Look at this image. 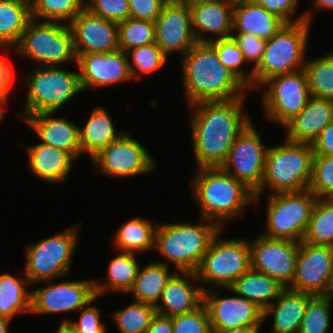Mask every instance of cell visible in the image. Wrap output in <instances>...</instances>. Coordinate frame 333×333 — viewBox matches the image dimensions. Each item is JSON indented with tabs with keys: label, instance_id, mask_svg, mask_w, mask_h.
Returning <instances> with one entry per match:
<instances>
[{
	"label": "cell",
	"instance_id": "cell-61",
	"mask_svg": "<svg viewBox=\"0 0 333 333\" xmlns=\"http://www.w3.org/2000/svg\"><path fill=\"white\" fill-rule=\"evenodd\" d=\"M330 296L333 298V284H332V288H331V291H330Z\"/></svg>",
	"mask_w": 333,
	"mask_h": 333
},
{
	"label": "cell",
	"instance_id": "cell-42",
	"mask_svg": "<svg viewBox=\"0 0 333 333\" xmlns=\"http://www.w3.org/2000/svg\"><path fill=\"white\" fill-rule=\"evenodd\" d=\"M218 55L222 64L233 72L252 91L253 69L247 71L242 67L245 64L243 53L232 37L214 40L209 43Z\"/></svg>",
	"mask_w": 333,
	"mask_h": 333
},
{
	"label": "cell",
	"instance_id": "cell-21",
	"mask_svg": "<svg viewBox=\"0 0 333 333\" xmlns=\"http://www.w3.org/2000/svg\"><path fill=\"white\" fill-rule=\"evenodd\" d=\"M155 22V43L168 58L172 52L183 57L196 43L188 6L166 3Z\"/></svg>",
	"mask_w": 333,
	"mask_h": 333
},
{
	"label": "cell",
	"instance_id": "cell-17",
	"mask_svg": "<svg viewBox=\"0 0 333 333\" xmlns=\"http://www.w3.org/2000/svg\"><path fill=\"white\" fill-rule=\"evenodd\" d=\"M35 289L31 296L32 314H60L85 307L95 297V280H61Z\"/></svg>",
	"mask_w": 333,
	"mask_h": 333
},
{
	"label": "cell",
	"instance_id": "cell-37",
	"mask_svg": "<svg viewBox=\"0 0 333 333\" xmlns=\"http://www.w3.org/2000/svg\"><path fill=\"white\" fill-rule=\"evenodd\" d=\"M304 70L311 96L333 101V52L307 59Z\"/></svg>",
	"mask_w": 333,
	"mask_h": 333
},
{
	"label": "cell",
	"instance_id": "cell-60",
	"mask_svg": "<svg viewBox=\"0 0 333 333\" xmlns=\"http://www.w3.org/2000/svg\"><path fill=\"white\" fill-rule=\"evenodd\" d=\"M231 1H233L234 3H236V2H239V1H251V0H231Z\"/></svg>",
	"mask_w": 333,
	"mask_h": 333
},
{
	"label": "cell",
	"instance_id": "cell-26",
	"mask_svg": "<svg viewBox=\"0 0 333 333\" xmlns=\"http://www.w3.org/2000/svg\"><path fill=\"white\" fill-rule=\"evenodd\" d=\"M25 150L29 171L51 185L65 181L76 161L69 152L43 143L27 146Z\"/></svg>",
	"mask_w": 333,
	"mask_h": 333
},
{
	"label": "cell",
	"instance_id": "cell-45",
	"mask_svg": "<svg viewBox=\"0 0 333 333\" xmlns=\"http://www.w3.org/2000/svg\"><path fill=\"white\" fill-rule=\"evenodd\" d=\"M173 333H211L207 308L202 304L195 311L172 317Z\"/></svg>",
	"mask_w": 333,
	"mask_h": 333
},
{
	"label": "cell",
	"instance_id": "cell-27",
	"mask_svg": "<svg viewBox=\"0 0 333 333\" xmlns=\"http://www.w3.org/2000/svg\"><path fill=\"white\" fill-rule=\"evenodd\" d=\"M313 295L285 288L263 311V321L273 317L272 333H299L308 301Z\"/></svg>",
	"mask_w": 333,
	"mask_h": 333
},
{
	"label": "cell",
	"instance_id": "cell-58",
	"mask_svg": "<svg viewBox=\"0 0 333 333\" xmlns=\"http://www.w3.org/2000/svg\"><path fill=\"white\" fill-rule=\"evenodd\" d=\"M57 331V332H56ZM55 332H50V333H76L74 330H72L67 324L65 325H60L58 327V330Z\"/></svg>",
	"mask_w": 333,
	"mask_h": 333
},
{
	"label": "cell",
	"instance_id": "cell-8",
	"mask_svg": "<svg viewBox=\"0 0 333 333\" xmlns=\"http://www.w3.org/2000/svg\"><path fill=\"white\" fill-rule=\"evenodd\" d=\"M38 66L77 63L73 33L69 24L31 20L12 49Z\"/></svg>",
	"mask_w": 333,
	"mask_h": 333
},
{
	"label": "cell",
	"instance_id": "cell-39",
	"mask_svg": "<svg viewBox=\"0 0 333 333\" xmlns=\"http://www.w3.org/2000/svg\"><path fill=\"white\" fill-rule=\"evenodd\" d=\"M155 314V306L133 300V303L110 316L120 333H146Z\"/></svg>",
	"mask_w": 333,
	"mask_h": 333
},
{
	"label": "cell",
	"instance_id": "cell-36",
	"mask_svg": "<svg viewBox=\"0 0 333 333\" xmlns=\"http://www.w3.org/2000/svg\"><path fill=\"white\" fill-rule=\"evenodd\" d=\"M304 242L333 247V200L317 198L311 213Z\"/></svg>",
	"mask_w": 333,
	"mask_h": 333
},
{
	"label": "cell",
	"instance_id": "cell-31",
	"mask_svg": "<svg viewBox=\"0 0 333 333\" xmlns=\"http://www.w3.org/2000/svg\"><path fill=\"white\" fill-rule=\"evenodd\" d=\"M32 20L31 3L25 0H0V48L12 50Z\"/></svg>",
	"mask_w": 333,
	"mask_h": 333
},
{
	"label": "cell",
	"instance_id": "cell-29",
	"mask_svg": "<svg viewBox=\"0 0 333 333\" xmlns=\"http://www.w3.org/2000/svg\"><path fill=\"white\" fill-rule=\"evenodd\" d=\"M107 112L104 106H95L83 126L79 127L82 154L88 153L90 159L124 132L116 131L115 123Z\"/></svg>",
	"mask_w": 333,
	"mask_h": 333
},
{
	"label": "cell",
	"instance_id": "cell-14",
	"mask_svg": "<svg viewBox=\"0 0 333 333\" xmlns=\"http://www.w3.org/2000/svg\"><path fill=\"white\" fill-rule=\"evenodd\" d=\"M268 148L250 122L236 138L225 163L221 166L255 192L262 183Z\"/></svg>",
	"mask_w": 333,
	"mask_h": 333
},
{
	"label": "cell",
	"instance_id": "cell-18",
	"mask_svg": "<svg viewBox=\"0 0 333 333\" xmlns=\"http://www.w3.org/2000/svg\"><path fill=\"white\" fill-rule=\"evenodd\" d=\"M218 291L203 292L212 329L262 328L263 310L248 299L238 296L221 298Z\"/></svg>",
	"mask_w": 333,
	"mask_h": 333
},
{
	"label": "cell",
	"instance_id": "cell-49",
	"mask_svg": "<svg viewBox=\"0 0 333 333\" xmlns=\"http://www.w3.org/2000/svg\"><path fill=\"white\" fill-rule=\"evenodd\" d=\"M231 37L237 43L247 63H254V69L261 61L265 50L266 40L258 38L253 34L232 33Z\"/></svg>",
	"mask_w": 333,
	"mask_h": 333
},
{
	"label": "cell",
	"instance_id": "cell-55",
	"mask_svg": "<svg viewBox=\"0 0 333 333\" xmlns=\"http://www.w3.org/2000/svg\"><path fill=\"white\" fill-rule=\"evenodd\" d=\"M313 3V8L318 10H333V0H309Z\"/></svg>",
	"mask_w": 333,
	"mask_h": 333
},
{
	"label": "cell",
	"instance_id": "cell-25",
	"mask_svg": "<svg viewBox=\"0 0 333 333\" xmlns=\"http://www.w3.org/2000/svg\"><path fill=\"white\" fill-rule=\"evenodd\" d=\"M55 112H42L28 116L24 121L36 132L41 143L69 152L75 159L81 154L79 126Z\"/></svg>",
	"mask_w": 333,
	"mask_h": 333
},
{
	"label": "cell",
	"instance_id": "cell-35",
	"mask_svg": "<svg viewBox=\"0 0 333 333\" xmlns=\"http://www.w3.org/2000/svg\"><path fill=\"white\" fill-rule=\"evenodd\" d=\"M32 286L23 273L22 278L9 273L0 274V316L8 319L16 314L31 313L32 292L27 287Z\"/></svg>",
	"mask_w": 333,
	"mask_h": 333
},
{
	"label": "cell",
	"instance_id": "cell-19",
	"mask_svg": "<svg viewBox=\"0 0 333 333\" xmlns=\"http://www.w3.org/2000/svg\"><path fill=\"white\" fill-rule=\"evenodd\" d=\"M82 91L133 80L126 52L76 54Z\"/></svg>",
	"mask_w": 333,
	"mask_h": 333
},
{
	"label": "cell",
	"instance_id": "cell-1",
	"mask_svg": "<svg viewBox=\"0 0 333 333\" xmlns=\"http://www.w3.org/2000/svg\"><path fill=\"white\" fill-rule=\"evenodd\" d=\"M246 96L227 101H203L190 105L192 145L198 168L221 167L236 138L251 122Z\"/></svg>",
	"mask_w": 333,
	"mask_h": 333
},
{
	"label": "cell",
	"instance_id": "cell-7",
	"mask_svg": "<svg viewBox=\"0 0 333 333\" xmlns=\"http://www.w3.org/2000/svg\"><path fill=\"white\" fill-rule=\"evenodd\" d=\"M27 95L24 109L17 113L25 120L42 112H55L78 93L82 92L79 71H69L61 66H37L25 77Z\"/></svg>",
	"mask_w": 333,
	"mask_h": 333
},
{
	"label": "cell",
	"instance_id": "cell-20",
	"mask_svg": "<svg viewBox=\"0 0 333 333\" xmlns=\"http://www.w3.org/2000/svg\"><path fill=\"white\" fill-rule=\"evenodd\" d=\"M75 54L107 53L119 49V26L84 8L69 24Z\"/></svg>",
	"mask_w": 333,
	"mask_h": 333
},
{
	"label": "cell",
	"instance_id": "cell-4",
	"mask_svg": "<svg viewBox=\"0 0 333 333\" xmlns=\"http://www.w3.org/2000/svg\"><path fill=\"white\" fill-rule=\"evenodd\" d=\"M200 224L157 223L154 250L163 258L167 266H175L177 272H196L203 255L213 238L221 229L216 223L199 217Z\"/></svg>",
	"mask_w": 333,
	"mask_h": 333
},
{
	"label": "cell",
	"instance_id": "cell-52",
	"mask_svg": "<svg viewBox=\"0 0 333 333\" xmlns=\"http://www.w3.org/2000/svg\"><path fill=\"white\" fill-rule=\"evenodd\" d=\"M14 70L11 69L6 55H0V98L7 104L8 94L15 80Z\"/></svg>",
	"mask_w": 333,
	"mask_h": 333
},
{
	"label": "cell",
	"instance_id": "cell-47",
	"mask_svg": "<svg viewBox=\"0 0 333 333\" xmlns=\"http://www.w3.org/2000/svg\"><path fill=\"white\" fill-rule=\"evenodd\" d=\"M85 8L95 15L116 23L130 17L129 0H88Z\"/></svg>",
	"mask_w": 333,
	"mask_h": 333
},
{
	"label": "cell",
	"instance_id": "cell-40",
	"mask_svg": "<svg viewBox=\"0 0 333 333\" xmlns=\"http://www.w3.org/2000/svg\"><path fill=\"white\" fill-rule=\"evenodd\" d=\"M119 49H131L155 43V22L129 17L118 23Z\"/></svg>",
	"mask_w": 333,
	"mask_h": 333
},
{
	"label": "cell",
	"instance_id": "cell-38",
	"mask_svg": "<svg viewBox=\"0 0 333 333\" xmlns=\"http://www.w3.org/2000/svg\"><path fill=\"white\" fill-rule=\"evenodd\" d=\"M84 8V0H33L31 16L36 21L70 24Z\"/></svg>",
	"mask_w": 333,
	"mask_h": 333
},
{
	"label": "cell",
	"instance_id": "cell-3",
	"mask_svg": "<svg viewBox=\"0 0 333 333\" xmlns=\"http://www.w3.org/2000/svg\"><path fill=\"white\" fill-rule=\"evenodd\" d=\"M191 180L199 217L216 223L221 229L236 219L249 205H254V192L222 167L197 168ZM240 214V215H239Z\"/></svg>",
	"mask_w": 333,
	"mask_h": 333
},
{
	"label": "cell",
	"instance_id": "cell-44",
	"mask_svg": "<svg viewBox=\"0 0 333 333\" xmlns=\"http://www.w3.org/2000/svg\"><path fill=\"white\" fill-rule=\"evenodd\" d=\"M317 198L333 196V156H314L309 188Z\"/></svg>",
	"mask_w": 333,
	"mask_h": 333
},
{
	"label": "cell",
	"instance_id": "cell-56",
	"mask_svg": "<svg viewBox=\"0 0 333 333\" xmlns=\"http://www.w3.org/2000/svg\"><path fill=\"white\" fill-rule=\"evenodd\" d=\"M168 3H172L175 5H182V6H192L194 4L203 2L204 0H166Z\"/></svg>",
	"mask_w": 333,
	"mask_h": 333
},
{
	"label": "cell",
	"instance_id": "cell-54",
	"mask_svg": "<svg viewBox=\"0 0 333 333\" xmlns=\"http://www.w3.org/2000/svg\"><path fill=\"white\" fill-rule=\"evenodd\" d=\"M261 328L212 329L211 333H260Z\"/></svg>",
	"mask_w": 333,
	"mask_h": 333
},
{
	"label": "cell",
	"instance_id": "cell-2",
	"mask_svg": "<svg viewBox=\"0 0 333 333\" xmlns=\"http://www.w3.org/2000/svg\"><path fill=\"white\" fill-rule=\"evenodd\" d=\"M187 105L247 96L248 87L219 60L209 43L197 42L181 60ZM248 90V91H247Z\"/></svg>",
	"mask_w": 333,
	"mask_h": 333
},
{
	"label": "cell",
	"instance_id": "cell-5",
	"mask_svg": "<svg viewBox=\"0 0 333 333\" xmlns=\"http://www.w3.org/2000/svg\"><path fill=\"white\" fill-rule=\"evenodd\" d=\"M314 151L312 144L291 142L268 148L264 177L261 186L254 192L257 204L266 187L269 194L300 192L309 188L312 178Z\"/></svg>",
	"mask_w": 333,
	"mask_h": 333
},
{
	"label": "cell",
	"instance_id": "cell-13",
	"mask_svg": "<svg viewBox=\"0 0 333 333\" xmlns=\"http://www.w3.org/2000/svg\"><path fill=\"white\" fill-rule=\"evenodd\" d=\"M96 172L115 178L151 173L155 161L143 144L124 131L90 160Z\"/></svg>",
	"mask_w": 333,
	"mask_h": 333
},
{
	"label": "cell",
	"instance_id": "cell-33",
	"mask_svg": "<svg viewBox=\"0 0 333 333\" xmlns=\"http://www.w3.org/2000/svg\"><path fill=\"white\" fill-rule=\"evenodd\" d=\"M140 266L136 254L119 251L118 255L109 261L106 283L102 284L95 280L96 296L99 297L107 290L128 293L134 284Z\"/></svg>",
	"mask_w": 333,
	"mask_h": 333
},
{
	"label": "cell",
	"instance_id": "cell-57",
	"mask_svg": "<svg viewBox=\"0 0 333 333\" xmlns=\"http://www.w3.org/2000/svg\"><path fill=\"white\" fill-rule=\"evenodd\" d=\"M11 322V319H8L6 317L0 316V333H9V324Z\"/></svg>",
	"mask_w": 333,
	"mask_h": 333
},
{
	"label": "cell",
	"instance_id": "cell-12",
	"mask_svg": "<svg viewBox=\"0 0 333 333\" xmlns=\"http://www.w3.org/2000/svg\"><path fill=\"white\" fill-rule=\"evenodd\" d=\"M264 116L282 127L298 115L311 97L304 69L277 75L266 80L261 87Z\"/></svg>",
	"mask_w": 333,
	"mask_h": 333
},
{
	"label": "cell",
	"instance_id": "cell-24",
	"mask_svg": "<svg viewBox=\"0 0 333 333\" xmlns=\"http://www.w3.org/2000/svg\"><path fill=\"white\" fill-rule=\"evenodd\" d=\"M333 120V101L311 96L304 109L283 127L285 139L312 144Z\"/></svg>",
	"mask_w": 333,
	"mask_h": 333
},
{
	"label": "cell",
	"instance_id": "cell-41",
	"mask_svg": "<svg viewBox=\"0 0 333 333\" xmlns=\"http://www.w3.org/2000/svg\"><path fill=\"white\" fill-rule=\"evenodd\" d=\"M333 298L328 296H313L305 309L299 333H328L331 327Z\"/></svg>",
	"mask_w": 333,
	"mask_h": 333
},
{
	"label": "cell",
	"instance_id": "cell-48",
	"mask_svg": "<svg viewBox=\"0 0 333 333\" xmlns=\"http://www.w3.org/2000/svg\"><path fill=\"white\" fill-rule=\"evenodd\" d=\"M251 1L264 7L268 12L274 13L279 18H281L285 23H295L305 20L309 24H311V22L313 21L312 12L310 11V9L298 15L296 19L292 18L294 17L295 11L299 5V0H251Z\"/></svg>",
	"mask_w": 333,
	"mask_h": 333
},
{
	"label": "cell",
	"instance_id": "cell-46",
	"mask_svg": "<svg viewBox=\"0 0 333 333\" xmlns=\"http://www.w3.org/2000/svg\"><path fill=\"white\" fill-rule=\"evenodd\" d=\"M98 297L96 296L85 307L81 308L78 320L64 319L60 325L67 324L76 333H108L105 323L101 321V312L95 305H91Z\"/></svg>",
	"mask_w": 333,
	"mask_h": 333
},
{
	"label": "cell",
	"instance_id": "cell-22",
	"mask_svg": "<svg viewBox=\"0 0 333 333\" xmlns=\"http://www.w3.org/2000/svg\"><path fill=\"white\" fill-rule=\"evenodd\" d=\"M234 4L231 0H204L189 7L197 42L210 43L231 37ZM205 33L215 36L211 38Z\"/></svg>",
	"mask_w": 333,
	"mask_h": 333
},
{
	"label": "cell",
	"instance_id": "cell-28",
	"mask_svg": "<svg viewBox=\"0 0 333 333\" xmlns=\"http://www.w3.org/2000/svg\"><path fill=\"white\" fill-rule=\"evenodd\" d=\"M284 24L277 15L252 1H239L234 4L232 33L253 34L267 41Z\"/></svg>",
	"mask_w": 333,
	"mask_h": 333
},
{
	"label": "cell",
	"instance_id": "cell-53",
	"mask_svg": "<svg viewBox=\"0 0 333 333\" xmlns=\"http://www.w3.org/2000/svg\"><path fill=\"white\" fill-rule=\"evenodd\" d=\"M146 333H173L172 317L156 313Z\"/></svg>",
	"mask_w": 333,
	"mask_h": 333
},
{
	"label": "cell",
	"instance_id": "cell-16",
	"mask_svg": "<svg viewBox=\"0 0 333 333\" xmlns=\"http://www.w3.org/2000/svg\"><path fill=\"white\" fill-rule=\"evenodd\" d=\"M249 240L251 268L276 279L285 288L293 281L300 242L269 238L262 234Z\"/></svg>",
	"mask_w": 333,
	"mask_h": 333
},
{
	"label": "cell",
	"instance_id": "cell-30",
	"mask_svg": "<svg viewBox=\"0 0 333 333\" xmlns=\"http://www.w3.org/2000/svg\"><path fill=\"white\" fill-rule=\"evenodd\" d=\"M229 290L255 303L263 311L274 303L285 287L276 279L250 268L243 273Z\"/></svg>",
	"mask_w": 333,
	"mask_h": 333
},
{
	"label": "cell",
	"instance_id": "cell-50",
	"mask_svg": "<svg viewBox=\"0 0 333 333\" xmlns=\"http://www.w3.org/2000/svg\"><path fill=\"white\" fill-rule=\"evenodd\" d=\"M166 3V0H129L130 17L154 22Z\"/></svg>",
	"mask_w": 333,
	"mask_h": 333
},
{
	"label": "cell",
	"instance_id": "cell-6",
	"mask_svg": "<svg viewBox=\"0 0 333 333\" xmlns=\"http://www.w3.org/2000/svg\"><path fill=\"white\" fill-rule=\"evenodd\" d=\"M310 25L305 20L285 23L266 41L261 61L253 69L252 92L271 77L304 69Z\"/></svg>",
	"mask_w": 333,
	"mask_h": 333
},
{
	"label": "cell",
	"instance_id": "cell-10",
	"mask_svg": "<svg viewBox=\"0 0 333 333\" xmlns=\"http://www.w3.org/2000/svg\"><path fill=\"white\" fill-rule=\"evenodd\" d=\"M78 225L26 246L23 271L32 286L69 274L78 243Z\"/></svg>",
	"mask_w": 333,
	"mask_h": 333
},
{
	"label": "cell",
	"instance_id": "cell-32",
	"mask_svg": "<svg viewBox=\"0 0 333 333\" xmlns=\"http://www.w3.org/2000/svg\"><path fill=\"white\" fill-rule=\"evenodd\" d=\"M171 266L152 261L143 268L140 266L137 277L129 294L138 302L156 306L161 294L171 277L177 272L171 273Z\"/></svg>",
	"mask_w": 333,
	"mask_h": 333
},
{
	"label": "cell",
	"instance_id": "cell-34",
	"mask_svg": "<svg viewBox=\"0 0 333 333\" xmlns=\"http://www.w3.org/2000/svg\"><path fill=\"white\" fill-rule=\"evenodd\" d=\"M157 223L134 217L122 224L114 235V248L118 252L144 253L154 248Z\"/></svg>",
	"mask_w": 333,
	"mask_h": 333
},
{
	"label": "cell",
	"instance_id": "cell-43",
	"mask_svg": "<svg viewBox=\"0 0 333 333\" xmlns=\"http://www.w3.org/2000/svg\"><path fill=\"white\" fill-rule=\"evenodd\" d=\"M126 54L133 79L162 68L168 60L156 43L131 49Z\"/></svg>",
	"mask_w": 333,
	"mask_h": 333
},
{
	"label": "cell",
	"instance_id": "cell-23",
	"mask_svg": "<svg viewBox=\"0 0 333 333\" xmlns=\"http://www.w3.org/2000/svg\"><path fill=\"white\" fill-rule=\"evenodd\" d=\"M198 283L200 282L196 273L176 272L168 281L155 306L156 313L173 317L195 311L203 304L204 286L196 287Z\"/></svg>",
	"mask_w": 333,
	"mask_h": 333
},
{
	"label": "cell",
	"instance_id": "cell-59",
	"mask_svg": "<svg viewBox=\"0 0 333 333\" xmlns=\"http://www.w3.org/2000/svg\"><path fill=\"white\" fill-rule=\"evenodd\" d=\"M7 104L0 98V124L4 119V113L8 110ZM5 111V112H4Z\"/></svg>",
	"mask_w": 333,
	"mask_h": 333
},
{
	"label": "cell",
	"instance_id": "cell-15",
	"mask_svg": "<svg viewBox=\"0 0 333 333\" xmlns=\"http://www.w3.org/2000/svg\"><path fill=\"white\" fill-rule=\"evenodd\" d=\"M333 284V247L300 242L291 290L328 296Z\"/></svg>",
	"mask_w": 333,
	"mask_h": 333
},
{
	"label": "cell",
	"instance_id": "cell-11",
	"mask_svg": "<svg viewBox=\"0 0 333 333\" xmlns=\"http://www.w3.org/2000/svg\"><path fill=\"white\" fill-rule=\"evenodd\" d=\"M267 196V230L261 234L269 238L303 241L317 197L310 189Z\"/></svg>",
	"mask_w": 333,
	"mask_h": 333
},
{
	"label": "cell",
	"instance_id": "cell-9",
	"mask_svg": "<svg viewBox=\"0 0 333 333\" xmlns=\"http://www.w3.org/2000/svg\"><path fill=\"white\" fill-rule=\"evenodd\" d=\"M222 230L213 238L195 272L200 283L213 287L229 288L251 268V249L248 239H223Z\"/></svg>",
	"mask_w": 333,
	"mask_h": 333
},
{
	"label": "cell",
	"instance_id": "cell-51",
	"mask_svg": "<svg viewBox=\"0 0 333 333\" xmlns=\"http://www.w3.org/2000/svg\"><path fill=\"white\" fill-rule=\"evenodd\" d=\"M314 156H333V120L312 143Z\"/></svg>",
	"mask_w": 333,
	"mask_h": 333
}]
</instances>
